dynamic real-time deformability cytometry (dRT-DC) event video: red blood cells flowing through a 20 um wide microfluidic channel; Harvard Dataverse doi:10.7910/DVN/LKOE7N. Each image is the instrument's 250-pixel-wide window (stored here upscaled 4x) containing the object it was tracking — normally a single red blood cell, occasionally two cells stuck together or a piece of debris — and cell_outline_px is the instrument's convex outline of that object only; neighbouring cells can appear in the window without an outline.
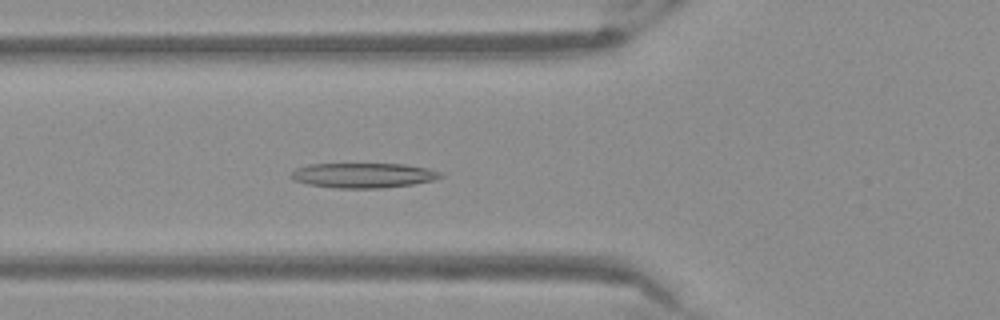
{"species": "Egyptian fruit bat (a non-hibernating species)", "species_latin": "Rousettus aegyptiacus", "temperature_condition": "warm", "stored_images_in_passage": 37, "camera_frame_rate_fps": 3000, "um_per_image_px": 0.085, "frame": {"image": 1, "passage_image": 3, "time_ms": 0.667, "image_size_px": [1000, 320], "cell_outline_px": [[444, 176], [432, 180], [412, 184], [380, 188], [336, 188], [308, 184], [292, 180], [288, 176], [296, 168], [308, 164], [404, 164], [428, 168], [440, 172]], "centroid_in_image_um": [30.83, 14.9], "position_along_channel_um": 95.0, "area_um2": 21.68}}
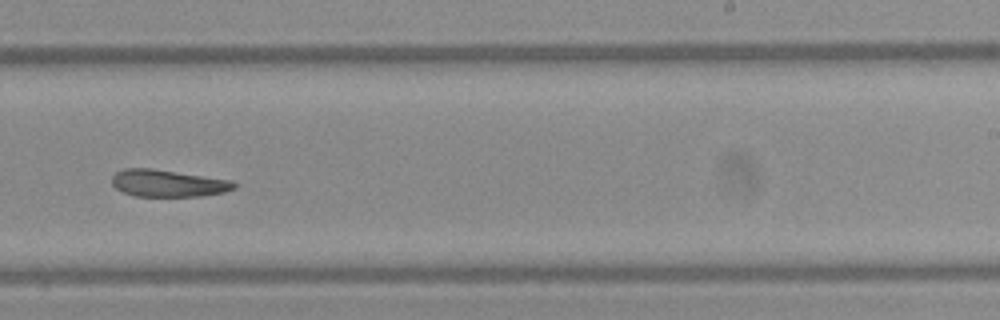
{"frame": {"image": 2, "passage_image": 17, "time_ms": 5.333, "image_size_px": [1000, 320], "cell_outline_px": [[236, 188], [224, 192], [200, 196], [136, 196], [124, 192], [116, 188], [112, 184], [112, 176], [116, 172], [124, 168], [152, 168], [232, 180], [236, 184]], "centroid_in_image_um": [14.28, 15.57], "position_along_channel_um": 274.7, "area_um2": 19.25}}
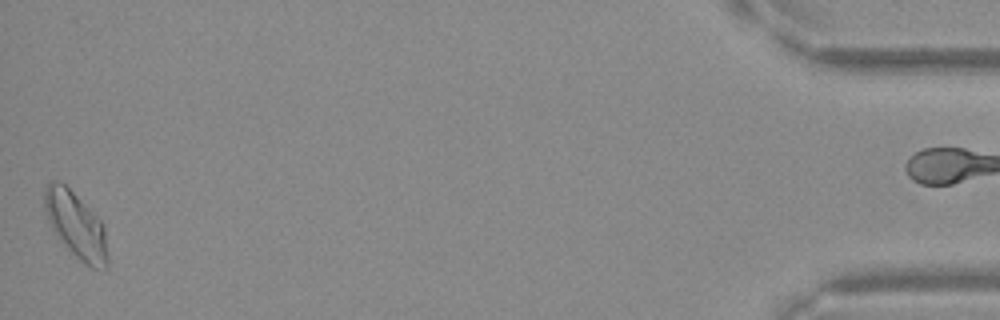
{"frame": {"image": 3, "passage_image": 36, "time_ms": 11.667, "image_size_px": [1000, 320], "cell_outline_px": [[108, 268], [92, 268], [84, 264], [56, 236], [48, 220], [44, 208], [44, 188], [52, 180], [60, 180], [104, 224], [108, 260]], "centroid_in_image_um": [6.45, 19.14], "position_along_channel_um": 428.8, "area_um2": 24.04}}